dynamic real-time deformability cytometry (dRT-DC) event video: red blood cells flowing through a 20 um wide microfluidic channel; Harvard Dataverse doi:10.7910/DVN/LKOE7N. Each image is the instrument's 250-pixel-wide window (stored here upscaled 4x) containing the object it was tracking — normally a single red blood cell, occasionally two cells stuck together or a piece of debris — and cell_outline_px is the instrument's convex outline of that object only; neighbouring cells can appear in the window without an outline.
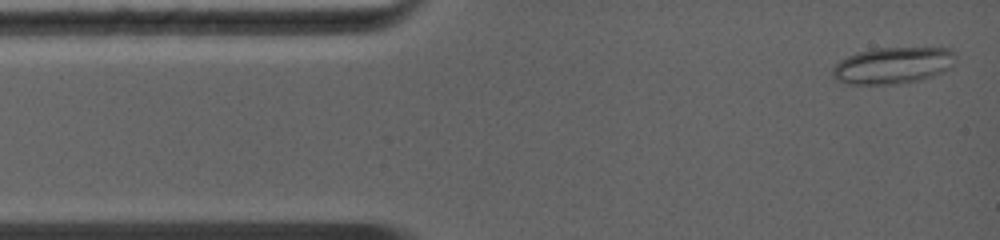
{"species": "common noctule bat (a hibernating species)", "species_latin": "Nyctalus noctula", "temperature_condition": "warm", "stored_images_in_passage": 24, "camera_frame_rate_fps": 5000, "um_per_image_px": 0.085, "animal": {"sex": "female", "body_mass_g": 19.0, "forearm_length_mm": 56.7}, "frame": {"image": 1, "passage_image": 1, "time_ms": 0.0, "image_size_px": [1000, 240], "cell_outline_px": [[956, 56], [948, 68], [932, 76], [920, 80], [896, 84], [848, 84], [836, 80], [832, 76], [832, 68], [840, 60], [856, 52], [876, 48], [952, 48]], "centroid_in_image_um": [75.85, 5.56], "position_along_channel_um": 9.1, "area_um2": 26.13}}
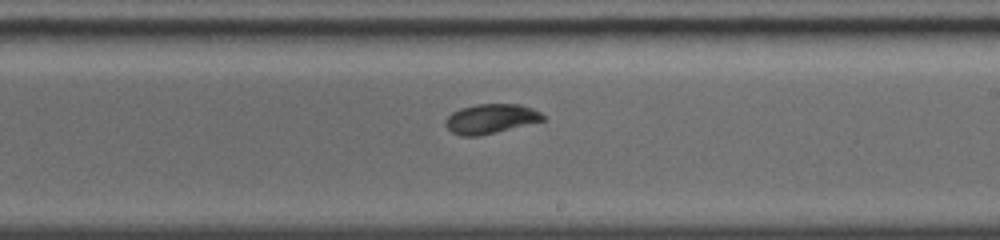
{"frame": {"image": 2, "passage_image": 14, "time_ms": 6.8, "image_size_px": [1000, 240], "cell_outline_px": [[544, 120], [496, 132], [476, 136], [460, 136], [452, 132], [444, 124], [444, 120], [452, 112], [460, 108], [476, 104], [520, 104], [532, 108], [540, 112], [544, 116]], "centroid_in_image_um": [41.68, 10.09], "position_along_channel_um": 247.3, "area_um2": 16.7}}
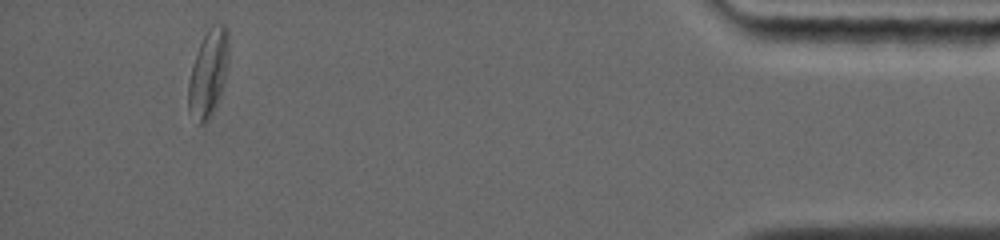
{"frame": {"image": 3, "passage_image": 24, "time_ms": 12.4, "image_size_px": [1000, 240], "cell_outline_px": [[228, 64], [224, 80], [220, 92], [212, 112], [208, 120], [200, 124], [196, 124], [188, 112], [188, 80], [192, 64], [196, 52], [208, 28], [212, 24], [224, 24], [228, 28]], "centroid_in_image_um": [17.68, 6.2], "position_along_channel_um": 417.5, "area_um2": 20.46}, "authors_computed_cell_mechanics": {"area_um2": 17.3978, "velocity_mm_per_s": 4.4535, "shape_relaxation_time_tau1_ms": null, "shape_relaxation_time_tau2_ms": 2.2019, "deformation_change_tau1": null, "deformation_change_tau2": 0.0486}}